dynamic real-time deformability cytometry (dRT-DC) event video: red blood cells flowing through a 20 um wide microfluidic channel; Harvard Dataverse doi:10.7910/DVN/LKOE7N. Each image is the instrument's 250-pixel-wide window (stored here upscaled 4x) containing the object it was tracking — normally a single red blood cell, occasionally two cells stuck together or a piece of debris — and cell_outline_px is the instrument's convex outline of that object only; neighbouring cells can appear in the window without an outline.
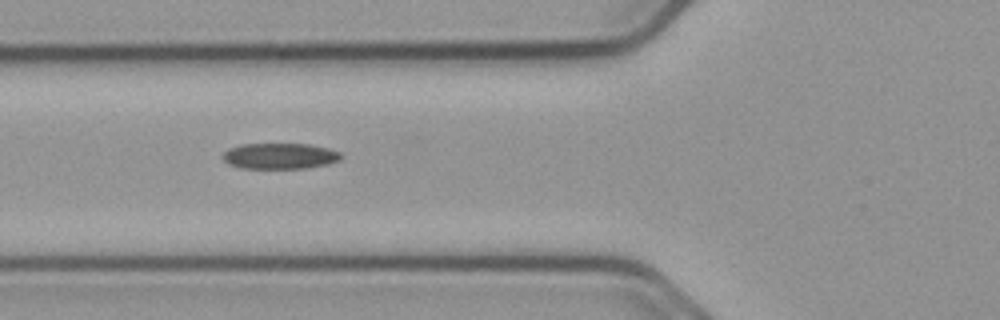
{"species": "common noctule bat (a hibernating species)", "species_latin": "Nyctalus noctula", "temperature_condition": "cold", "stored_images_in_passage": 23, "camera_frame_rate_fps": 3000, "um_per_image_px": 0.085, "animal": {"sex": "male", "body_mass_g": 23.1, "forearm_length_mm": 52.7}, "frame": {"image": 1, "passage_image": 4, "time_ms": 1.0, "image_size_px": [1000, 320], "cell_outline_px": [[344, 156], [340, 160], [328, 164], [308, 168], [240, 168], [228, 164], [224, 160], [224, 152], [228, 148], [240, 144], [308, 144], [328, 148], [340, 152]], "centroid_in_image_um": [23.81, 13.26], "position_along_channel_um": 102.0, "area_um2": 17.92}}